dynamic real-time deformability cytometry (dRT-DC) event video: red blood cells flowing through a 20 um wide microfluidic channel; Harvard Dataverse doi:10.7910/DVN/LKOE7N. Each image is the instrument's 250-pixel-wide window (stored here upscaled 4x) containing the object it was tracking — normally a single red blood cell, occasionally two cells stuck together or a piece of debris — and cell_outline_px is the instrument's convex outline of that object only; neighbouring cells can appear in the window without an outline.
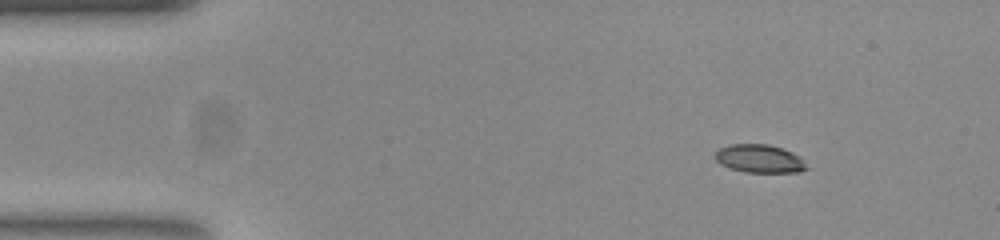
{"species": "common noctule bat (a hibernating species)", "species_latin": "Nyctalus noctula", "temperature_condition": "room temperature", "stored_images_in_passage": 47, "camera_frame_rate_fps": 3000, "um_per_image_px": 0.085, "animal": {"sex": "female", "body_mass_g": 23.0, "forearm_length_mm": 53.4}, "frame": {"image": 1, "passage_image": 1, "time_ms": 0.0, "image_size_px": [1000, 240], "cell_outline_px": [[808, 168], [800, 172], [744, 172], [720, 164], [716, 160], [716, 152], [720, 148], [728, 144], [768, 144], [784, 148], [800, 156], [804, 160]], "centroid_in_image_um": [64.6, 13.48], "position_along_channel_um": 20.4, "area_um2": 15.09}}
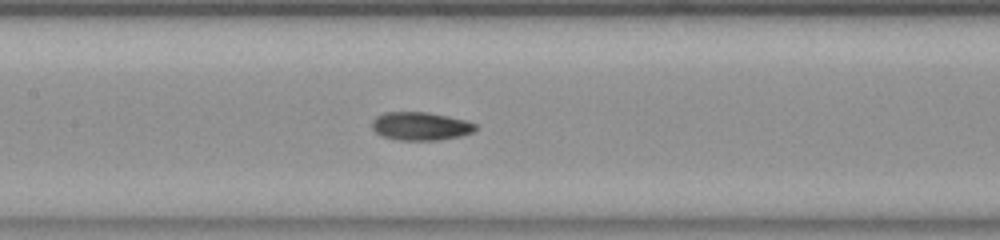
{"frame": {"image": 2, "passage_image": 19, "time_ms": 6.0, "image_size_px": [1000, 240], "cell_outline_px": [[476, 128], [472, 132], [460, 136], [440, 140], [400, 140], [384, 136], [376, 132], [372, 128], [372, 120], [376, 116], [384, 112], [428, 112], [448, 116], [464, 120], [476, 124]], "centroid_in_image_um": [35.73, 10.72], "position_along_channel_um": 171.7, "area_um2": 16.94}}
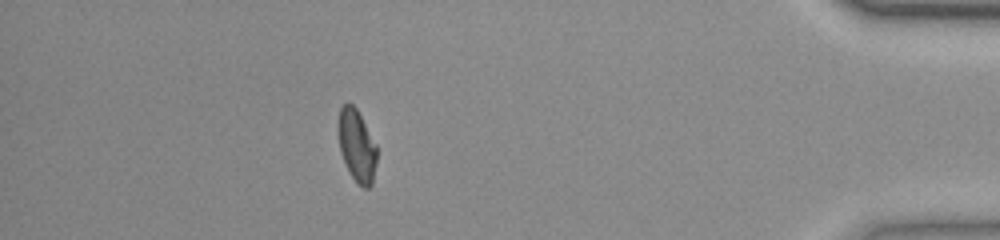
{"frame": {"image": 3, "passage_image": 41, "time_ms": 13.333, "image_size_px": [1000, 240], "cell_outline_px": [[376, 160], [372, 184], [368, 188], [364, 188], [352, 176], [340, 152], [336, 128], [340, 108], [344, 104], [352, 104], [356, 108], [376, 144]], "centroid_in_image_um": [30.3, 12.34], "position_along_channel_um": 404.9, "area_um2": 16.07}, "authors_computed_cell_mechanics": {"area_um2": 16.3574, "velocity_mm_per_s": 3.8902, "shape_relaxation_time_tau1_ms": 6.3854, "shape_relaxation_time_tau2_ms": 2.9555, "deformation_change_tau1": 0.1725, "deformation_change_tau2": 0.0592}}